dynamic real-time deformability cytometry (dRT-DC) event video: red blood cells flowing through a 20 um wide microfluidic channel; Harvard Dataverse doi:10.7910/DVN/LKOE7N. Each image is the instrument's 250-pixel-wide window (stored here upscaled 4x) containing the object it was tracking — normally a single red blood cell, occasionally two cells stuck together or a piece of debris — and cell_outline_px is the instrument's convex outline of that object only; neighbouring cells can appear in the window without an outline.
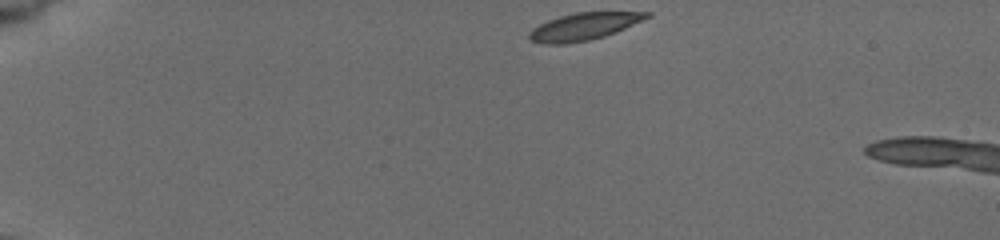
{"species": "common noctule bat (a hibernating species)", "species_latin": "Nyctalus noctula", "temperature_condition": "cold", "stored_images_in_passage": 6, "camera_frame_rate_fps": 3000, "um_per_image_px": 0.085, "animal": {"sex": "female", "body_mass_g": 19.5, "forearm_length_mm": 54.1}, "frame": {"image": 1, "passage_image": 1, "time_ms": 0.0, "image_size_px": [1000, 240], "cell_outline_px": [[652, 16], [624, 28], [604, 36], [588, 40], [568, 44], [540, 44], [528, 40], [528, 32], [532, 28], [548, 20], [560, 16], [576, 12], [652, 12]], "centroid_in_image_um": [49.57, 2.26], "position_along_channel_um": 35.4, "area_um2": 18.67}}